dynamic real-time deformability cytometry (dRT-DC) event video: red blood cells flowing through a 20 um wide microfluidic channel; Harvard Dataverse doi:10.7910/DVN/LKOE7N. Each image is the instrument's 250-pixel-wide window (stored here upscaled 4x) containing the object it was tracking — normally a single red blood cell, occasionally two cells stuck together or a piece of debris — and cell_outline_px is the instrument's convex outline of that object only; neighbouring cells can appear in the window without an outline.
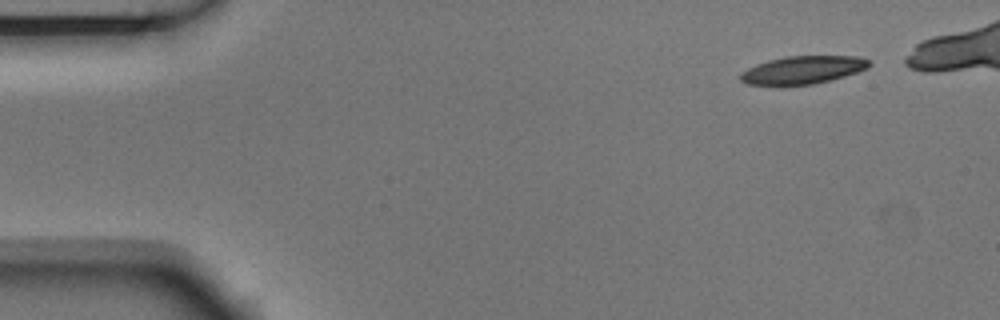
{"species": "Egyptian fruit bat (a non-hibernating species)", "species_latin": "Rousettus aegyptiacus", "temperature_condition": "room temperature", "stored_images_in_passage": 5, "camera_frame_rate_fps": 3000, "um_per_image_px": 0.085, "animal": {"sex": "male"}, "frame": {"image": 1, "passage_image": 1, "time_ms": 0.0, "image_size_px": [1000, 320], "cell_outline_px": [[872, 64], [868, 68], [844, 76], [812, 84], [780, 88], [748, 84], [740, 80], [740, 72], [756, 64], [768, 60], [784, 56], [860, 56], [868, 60]], "centroid_in_image_um": [68.16, 5.97], "position_along_channel_um": 16.8, "area_um2": 21.56}}